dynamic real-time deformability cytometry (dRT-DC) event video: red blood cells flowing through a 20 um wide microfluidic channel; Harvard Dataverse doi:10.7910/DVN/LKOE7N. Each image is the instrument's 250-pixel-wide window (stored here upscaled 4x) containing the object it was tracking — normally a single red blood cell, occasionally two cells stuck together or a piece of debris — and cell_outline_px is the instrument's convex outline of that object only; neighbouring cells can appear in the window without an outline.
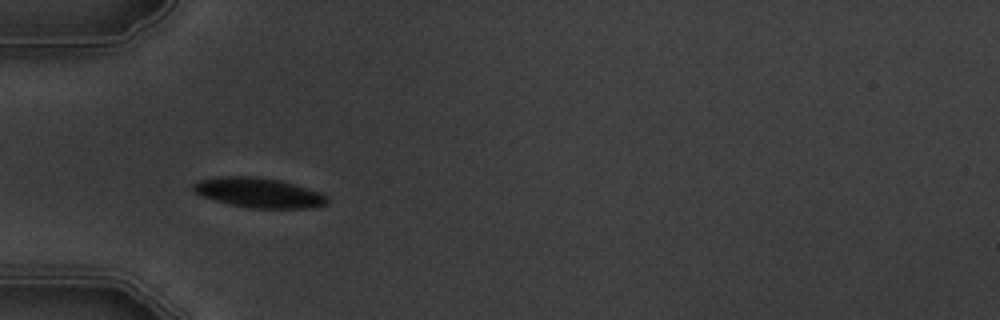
{"species": "common noctule bat (a hibernating species)", "species_latin": "Nyctalus noctula", "temperature_condition": "warm", "stored_images_in_passage": 5, "camera_frame_rate_fps": 3000, "um_per_image_px": 0.085, "animal": {"sex": "male", "body_mass_g": 19.5, "forearm_length_mm": 54.6}, "frame": {"image": 1, "passage_image": 4, "time_ms": 3.333, "image_size_px": [1000, 320], "cell_outline_px": [[328, 200], [324, 204], [308, 208], [252, 208], [228, 204], [200, 196], [192, 188], [192, 184], [200, 180], [220, 176], [256, 176], [280, 180], [320, 192]], "centroid_in_image_um": [21.93, 16.37], "position_along_channel_um": 63.1, "area_um2": 23.12}}